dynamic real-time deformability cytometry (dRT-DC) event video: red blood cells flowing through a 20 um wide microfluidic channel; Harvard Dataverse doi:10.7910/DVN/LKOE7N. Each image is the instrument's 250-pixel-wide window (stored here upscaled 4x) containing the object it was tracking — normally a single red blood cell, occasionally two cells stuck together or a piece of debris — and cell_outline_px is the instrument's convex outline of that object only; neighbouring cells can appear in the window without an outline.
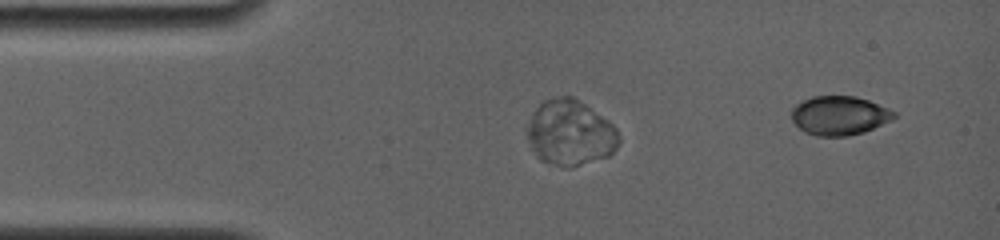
{"species": "common noctule bat (a hibernating species)", "species_latin": "Nyctalus noctula", "temperature_condition": "room temperature", "stored_images_in_passage": 9, "camera_frame_rate_fps": 4000, "um_per_image_px": 0.085, "animal": {"sex": "female", "body_mass_g": 19.0, "forearm_length_mm": 56.7}, "frame": {"image": 1, "passage_image": 9, "time_ms": 3.75, "image_size_px": [1000, 240], "cell_outline_px": [[896, 116], [892, 120], [864, 132], [848, 136], [816, 136], [804, 132], [792, 120], [792, 108], [796, 104], [812, 96], [856, 96], [868, 100], [888, 108], [896, 112]], "centroid_in_image_um": [71.35, 9.82], "position_along_channel_um": 13.6, "area_um2": 23.35}}